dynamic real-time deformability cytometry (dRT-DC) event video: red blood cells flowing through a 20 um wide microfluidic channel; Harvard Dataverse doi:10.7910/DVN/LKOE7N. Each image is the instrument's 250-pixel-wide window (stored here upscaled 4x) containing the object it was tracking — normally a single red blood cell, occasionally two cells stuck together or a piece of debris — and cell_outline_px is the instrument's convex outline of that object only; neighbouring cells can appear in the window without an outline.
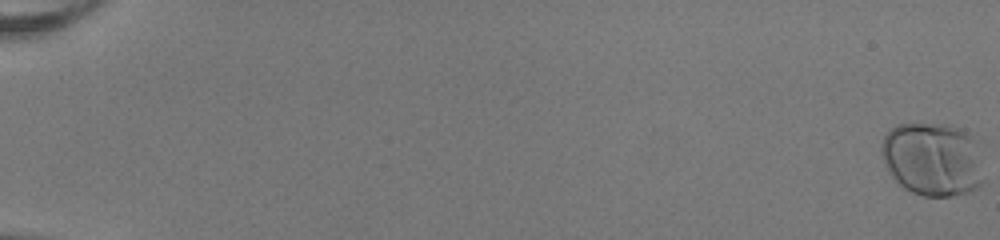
{"species": "human", "species_latin": "Homo sapiens", "temperature_condition": "room temperature", "stored_images_in_passage": 55, "camera_frame_rate_fps": 3000, "um_per_image_px": 0.085, "donor": {"sex": "female"}, "frame": {"image": 1, "passage_image": 1, "time_ms": 0.0, "image_size_px": [1000, 240], "cell_outline_px": [[984, 180], [976, 188], [968, 192], [952, 196], [924, 196], [912, 192], [904, 188], [888, 172], [884, 164], [880, 152], [880, 148], [884, 136], [896, 124], [948, 124], [964, 128], [972, 140]], "centroid_in_image_um": [79.21, 13.53], "position_along_channel_um": 5.8, "area_um2": 43.58}}
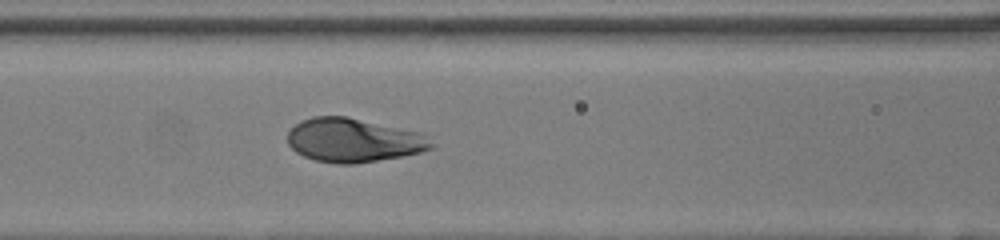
{"frame": {"image": 2, "passage_image": 27, "time_ms": 8.667, "image_size_px": [1000, 240], "cell_outline_px": [[436, 144], [432, 148], [420, 152], [404, 156], [352, 164], [336, 164], [316, 160], [304, 156], [296, 152], [288, 144], [288, 132], [300, 120], [312, 116], [348, 116], [424, 132]], "centroid_in_image_um": [30.1, 11.9], "position_along_channel_um": 136.5, "area_um2": 37.28}}
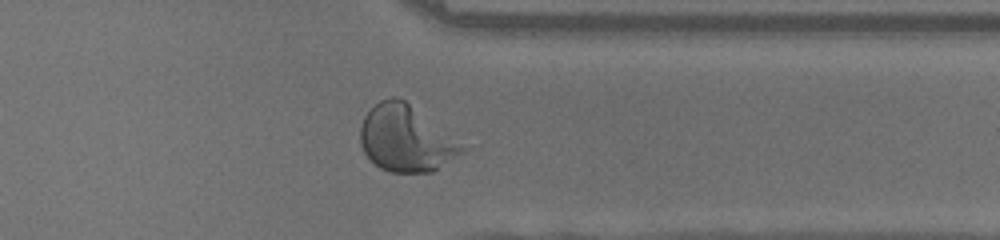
{"frame": {"image": 3, "passage_image": 45, "time_ms": 14.667, "image_size_px": [1000, 240], "cell_outline_px": [[472, 148], [432, 172], [388, 172], [380, 168], [364, 152], [360, 144], [360, 128], [364, 116], [380, 100], [392, 96], [396, 96], [404, 100]], "centroid_in_image_um": [34.57, 11.79], "position_along_channel_um": 376.8, "area_um2": 39.65}}